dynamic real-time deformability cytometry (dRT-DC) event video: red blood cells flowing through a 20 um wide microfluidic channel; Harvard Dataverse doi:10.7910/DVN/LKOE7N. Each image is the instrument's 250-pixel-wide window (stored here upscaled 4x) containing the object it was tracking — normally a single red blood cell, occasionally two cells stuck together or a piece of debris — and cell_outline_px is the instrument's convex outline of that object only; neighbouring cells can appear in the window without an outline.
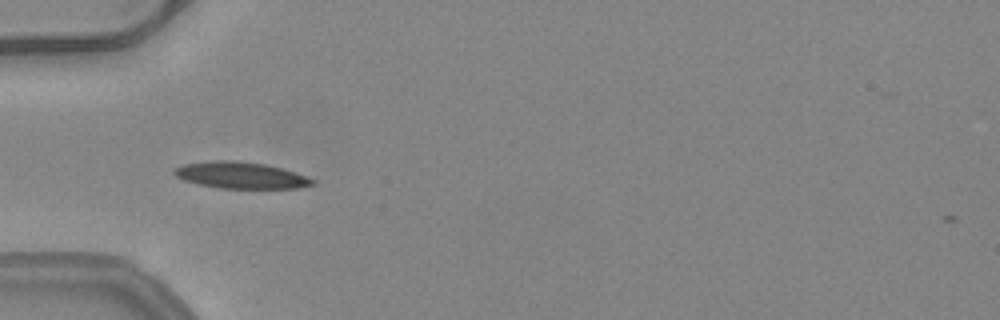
{"species": "common noctule bat (a hibernating species)", "species_latin": "Nyctalus noctula", "temperature_condition": "warm", "stored_images_in_passage": 36, "camera_frame_rate_fps": 3000, "um_per_image_px": 0.085, "animal": {"sex": "female", "body_mass_g": 24.6, "forearm_length_mm": 56.2}, "frame": {"image": 1, "passage_image": 1, "time_ms": 0.0, "image_size_px": [1000, 320], "cell_outline_px": [[316, 184], [296, 188], [220, 188], [200, 184], [184, 180], [176, 176], [172, 172], [176, 168], [184, 164], [216, 160], [236, 160], [264, 164], [280, 168], [316, 180]], "centroid_in_image_um": [20.45, 14.89], "position_along_channel_um": 64.5, "area_um2": 21.04}}
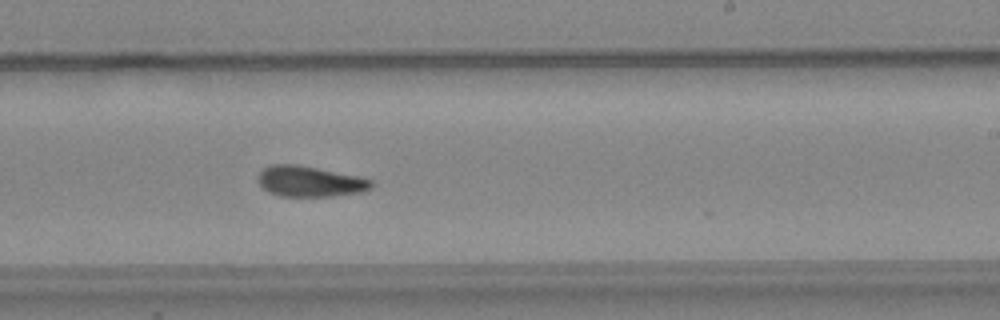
{"frame": {"image": 2, "passage_image": 16, "time_ms": 5.0, "image_size_px": [1000, 320], "cell_outline_px": [[376, 184], [372, 188], [364, 192], [332, 196], [280, 196], [268, 192], [256, 180], [256, 176], [264, 168], [272, 164], [296, 164], [356, 176], [372, 180]], "centroid_in_image_um": [26.33, 15.43], "position_along_channel_um": 262.7, "area_um2": 20.29}}
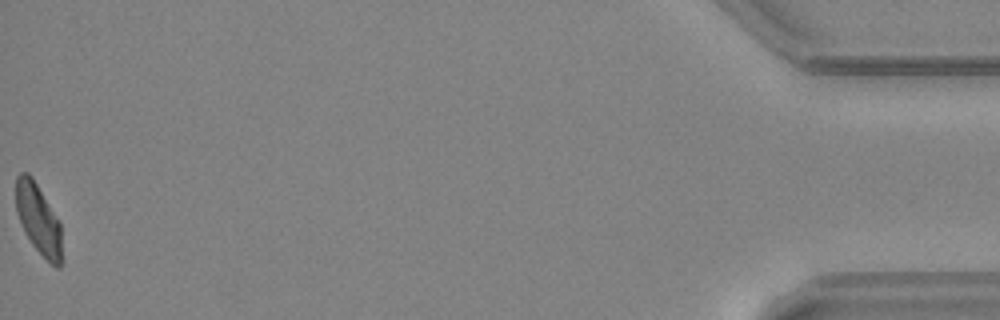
{"frame": {"image": 3, "passage_image": 36, "time_ms": 11.667, "image_size_px": [1000, 320], "cell_outline_px": [[60, 268], [56, 268], [32, 244], [24, 232], [16, 212], [16, 176], [20, 172], [28, 172], [32, 176], [60, 224]], "centroid_in_image_um": [3.21, 18.57], "position_along_channel_um": 432.0, "area_um2": 18.26}, "authors_computed_cell_mechanics": {"area_um2": 20.1433, "velocity_mm_per_s": 4.001, "shape_relaxation_time_tau1_ms": 6.0219, "shape_relaxation_time_tau2_ms": 4.5902, "deformation_change_tau1": 0.2004, "deformation_change_tau2": 0.1042}}